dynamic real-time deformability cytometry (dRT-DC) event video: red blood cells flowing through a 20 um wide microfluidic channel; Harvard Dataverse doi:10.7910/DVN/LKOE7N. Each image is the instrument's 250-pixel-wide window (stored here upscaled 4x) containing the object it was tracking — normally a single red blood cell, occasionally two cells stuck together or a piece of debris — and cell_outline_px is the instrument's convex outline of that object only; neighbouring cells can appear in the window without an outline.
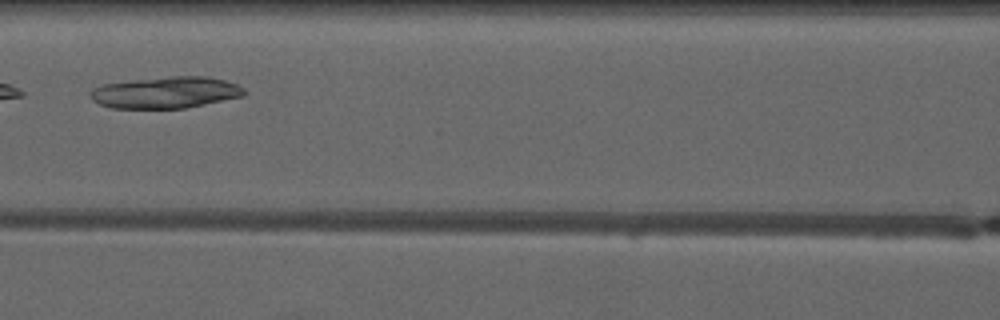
{"species": "common noctule bat (a hibernating species)", "species_latin": "Nyctalus noctula", "temperature_condition": "warm", "stored_images_in_passage": 6, "camera_frame_rate_fps": 3000, "um_per_image_px": 0.085, "animal": {"sex": "male", "forearm_length_mm": 52.5}, "frame": {"image": 1, "passage_image": 4, "time_ms": 4.333, "image_size_px": [1000, 320], "cell_outline_px": [[248, 92], [244, 96], [184, 108], [112, 108], [100, 104], [92, 100], [88, 96], [92, 88], [104, 84], [132, 80], [172, 76], [208, 76], [224, 80], [236, 84], [244, 88]], "centroid_in_image_um": [14.09, 7.86], "position_along_channel_um": 152.5, "area_um2": 28.32}}
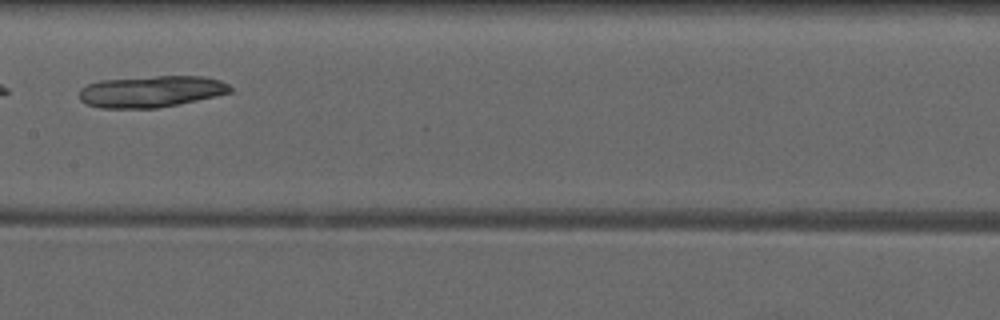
{"frame": {"image": 2, "passage_image": 5, "time_ms": 5.333, "image_size_px": [1000, 320], "cell_outline_px": [[232, 92], [180, 104], [156, 108], [100, 108], [88, 104], [80, 100], [80, 88], [88, 84], [100, 80], [156, 76], [204, 76], [220, 80], [228, 84], [232, 88]], "centroid_in_image_um": [12.86, 7.77], "position_along_channel_um": 194.5, "area_um2": 27.74}}
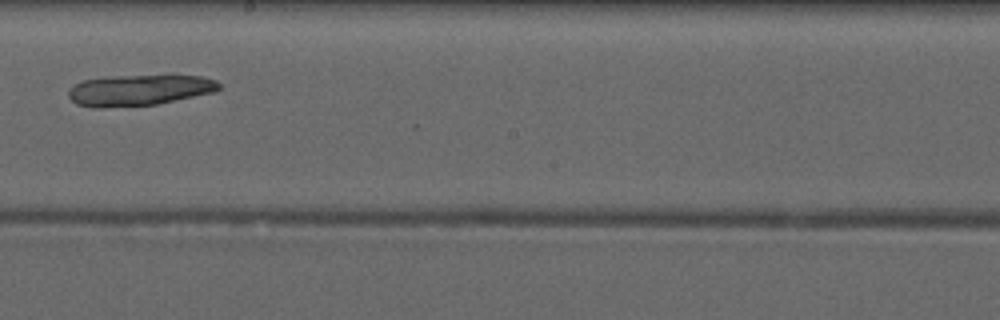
{"frame": {"image": 3, "passage_image": 6, "time_ms": 6.333, "image_size_px": [1000, 320], "cell_outline_px": [[220, 88], [216, 92], [156, 104], [104, 108], [100, 108], [76, 104], [68, 96], [68, 92], [72, 84], [84, 80], [104, 76], [168, 72], [204, 76], [216, 80], [220, 84]], "centroid_in_image_um": [11.9, 7.59], "position_along_channel_um": 236.3, "area_um2": 28.67}}